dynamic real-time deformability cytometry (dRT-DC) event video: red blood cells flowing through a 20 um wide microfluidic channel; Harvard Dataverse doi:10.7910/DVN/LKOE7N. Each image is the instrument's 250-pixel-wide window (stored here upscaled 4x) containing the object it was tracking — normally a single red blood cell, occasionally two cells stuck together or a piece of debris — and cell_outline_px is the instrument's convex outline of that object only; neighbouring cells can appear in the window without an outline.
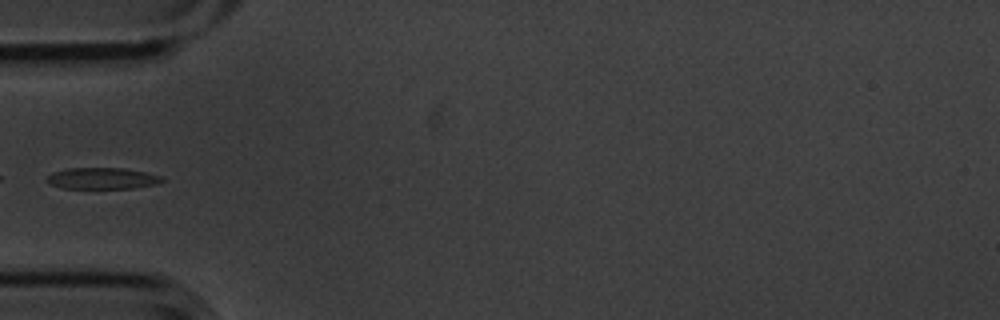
{"species": "common noctule bat (a hibernating species)", "species_latin": "Nyctalus noctula", "temperature_condition": "cold", "stored_images_in_passage": 9, "camera_frame_rate_fps": 3000, "um_per_image_px": 0.085, "animal": {"sex": "male", "body_mass_g": 20.1, "forearm_length_mm": 53.5}, "frame": {"image": 1, "passage_image": 6, "time_ms": 1.667, "image_size_px": [1000, 320], "cell_outline_px": [[164, 180], [156, 184], [132, 188], [64, 188], [48, 184], [44, 180], [52, 172], [68, 168], [124, 168], [144, 172], [160, 176]], "centroid_in_image_um": [8.62, 15.16], "position_along_channel_um": 76.4, "area_um2": 14.28}}
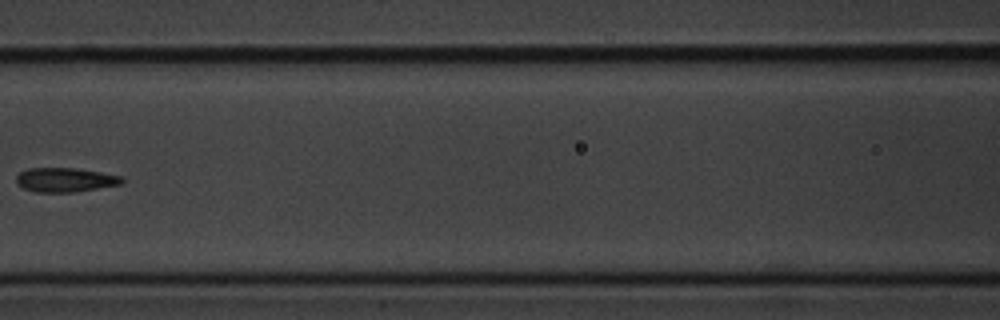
{"frame": {"image": 2, "passage_image": 8, "time_ms": 2.333, "image_size_px": [1000, 320], "cell_outline_px": [[124, 180], [120, 184], [72, 192], [36, 192], [24, 188], [16, 184], [16, 176], [20, 172], [28, 168], [72, 168], [100, 172], [120, 176]], "centroid_in_image_um": [5.48, 15.28], "position_along_channel_um": 161.1, "area_um2": 14.68}}
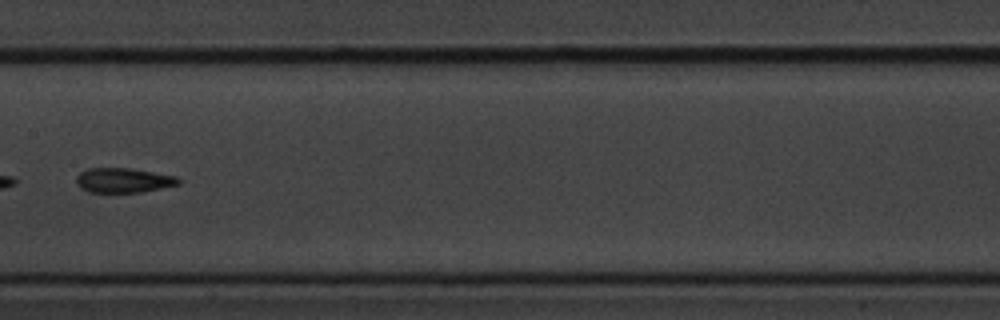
{"frame": {"image": 3, "passage_image": 9, "time_ms": 2.667, "image_size_px": [1000, 320], "cell_outline_px": [[180, 184], [140, 192], [88, 192], [80, 188], [76, 184], [76, 176], [80, 172], [88, 168], [128, 168], [176, 176], [180, 180]], "centroid_in_image_um": [10.44, 15.32], "position_along_channel_um": 197.0, "area_um2": 14.62}}